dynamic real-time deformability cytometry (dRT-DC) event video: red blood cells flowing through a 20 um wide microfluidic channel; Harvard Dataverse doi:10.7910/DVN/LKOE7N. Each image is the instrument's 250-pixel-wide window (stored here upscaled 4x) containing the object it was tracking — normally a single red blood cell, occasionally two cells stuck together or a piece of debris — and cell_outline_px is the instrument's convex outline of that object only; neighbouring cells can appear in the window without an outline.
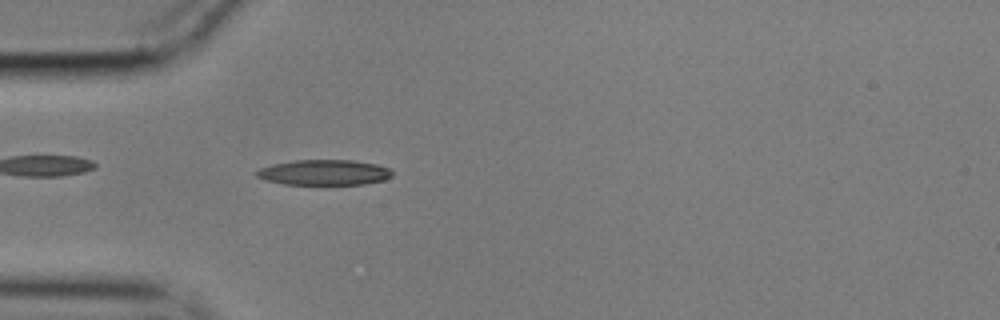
{"species": "common noctule bat (a hibernating species)", "species_latin": "Nyctalus noctula", "temperature_condition": "cold", "stored_images_in_passage": 46, "camera_frame_rate_fps": 3000, "um_per_image_px": 0.085, "animal": {"sex": "male", "body_mass_g": 17.9}, "frame": {"image": 1, "passage_image": 6, "time_ms": 1.667, "image_size_px": [1000, 320], "cell_outline_px": [[392, 176], [384, 180], [364, 184], [284, 184], [264, 180], [256, 176], [252, 172], [260, 168], [272, 164], [296, 160], [352, 160], [376, 164], [388, 168], [392, 172]], "centroid_in_image_um": [27.51, 14.66], "position_along_channel_um": 57.5, "area_um2": 20.11}}
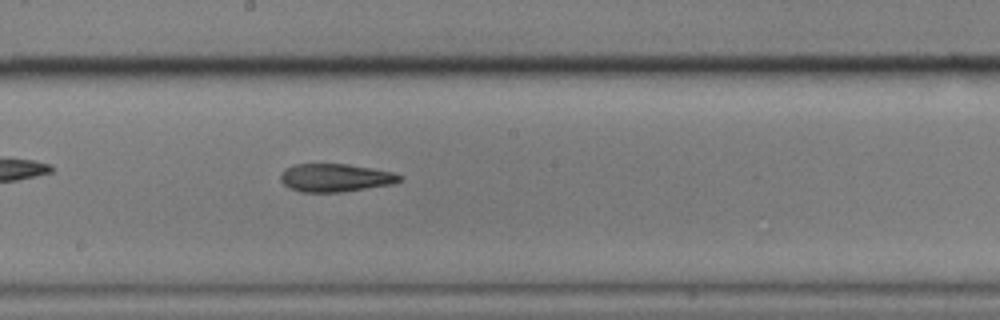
{"frame": {"image": 2, "passage_image": 20, "time_ms": 6.333, "image_size_px": [1000, 320], "cell_outline_px": [[404, 176], [400, 180], [392, 184], [340, 192], [300, 192], [288, 188], [280, 180], [280, 172], [284, 168], [296, 164], [348, 164], [372, 168], [392, 172]], "centroid_in_image_um": [28.46, 15.1], "position_along_channel_um": 219.7, "area_um2": 19.54}}
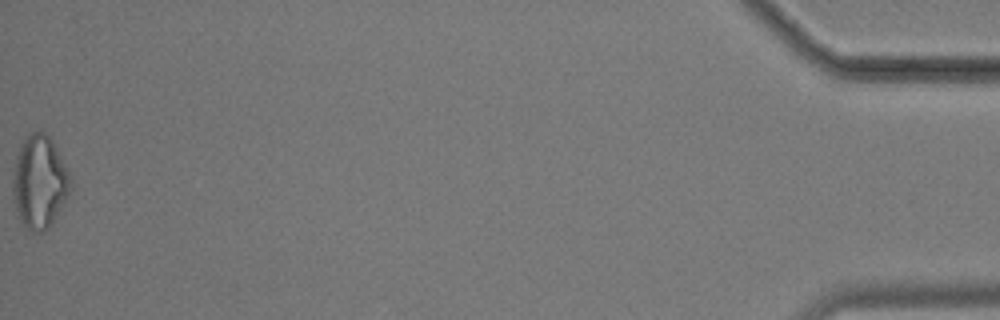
{"frame": {"image": 3, "passage_image": 46, "time_ms": 15.0, "image_size_px": [1000, 320], "cell_outline_px": [[72, 188], [68, 196], [52, 224], [48, 228], [40, 232], [32, 232], [16, 216], [12, 192], [12, 172], [16, 156], [20, 144], [24, 136], [28, 132], [44, 132], [52, 140], [68, 172], [72, 184]], "centroid_in_image_um": [3.32, 15.47], "position_along_channel_um": 431.9, "area_um2": 31.56}, "authors_computed_cell_mechanics": {"area_um2": 19.6809, "velocity_mm_per_s": 3.5684, "shape_relaxation_time_tau1_ms": null, "shape_relaxation_time_tau2_ms": 4.1065, "deformation_change_tau1": null, "deformation_change_tau2": 0.1442}}